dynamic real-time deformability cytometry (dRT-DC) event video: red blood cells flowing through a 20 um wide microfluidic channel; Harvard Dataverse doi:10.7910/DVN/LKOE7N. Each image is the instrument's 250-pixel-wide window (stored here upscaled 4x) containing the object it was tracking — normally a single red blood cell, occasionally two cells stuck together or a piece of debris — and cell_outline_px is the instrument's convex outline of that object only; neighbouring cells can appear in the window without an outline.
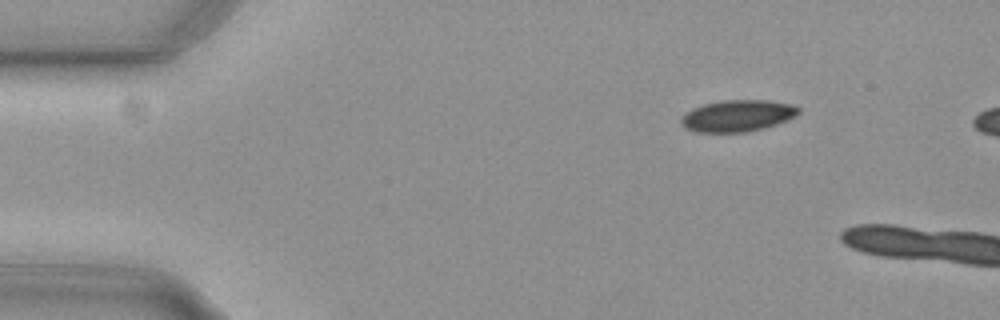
{"species": "common noctule bat (a hibernating species)", "species_latin": "Nyctalus noctula", "temperature_condition": "cold", "stored_images_in_passage": 11, "camera_frame_rate_fps": 3000, "um_per_image_px": 0.085, "animal": {"sex": "female", "body_mass_g": 29.2, "forearm_length_mm": 56.3}, "frame": {"image": 1, "passage_image": 1, "time_ms": 0.0, "image_size_px": [1000, 320], "cell_outline_px": [[800, 112], [788, 120], [764, 128], [748, 132], [696, 132], [684, 128], [680, 124], [680, 116], [692, 108], [704, 104], [724, 100], [768, 100], [792, 104], [800, 108]], "centroid_in_image_um": [62.66, 9.84], "position_along_channel_um": 22.3, "area_um2": 21.85}}